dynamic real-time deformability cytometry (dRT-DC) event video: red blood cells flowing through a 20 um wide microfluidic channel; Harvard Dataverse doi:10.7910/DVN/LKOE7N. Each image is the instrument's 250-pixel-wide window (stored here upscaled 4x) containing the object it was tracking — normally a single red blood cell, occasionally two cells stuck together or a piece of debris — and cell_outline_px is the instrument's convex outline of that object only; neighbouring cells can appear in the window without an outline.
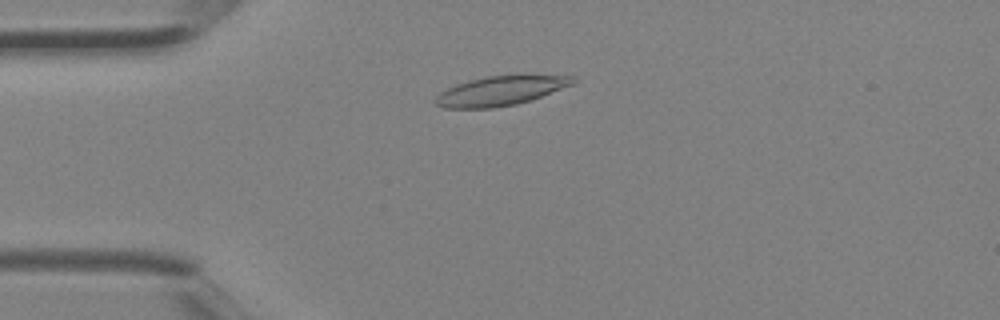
{"species": "Egyptian fruit bat (a non-hibernating species)", "species_latin": "Rousettus aegyptiacus", "temperature_condition": "room temperature", "stored_images_in_passage": 2, "camera_frame_rate_fps": 3000, "um_per_image_px": 0.085, "animal": {"sex": "female"}, "frame": {"image": 1, "passage_image": 2, "time_ms": 0.333, "image_size_px": [1000, 320], "cell_outline_px": [[576, 80], [572, 84], [540, 96], [516, 104], [492, 108], [444, 108], [436, 104], [432, 100], [440, 92], [456, 84], [484, 76], [520, 72], [524, 72], [572, 76]], "centroid_in_image_um": [42.56, 7.66], "position_along_channel_um": 42.4, "area_um2": 24.28}}